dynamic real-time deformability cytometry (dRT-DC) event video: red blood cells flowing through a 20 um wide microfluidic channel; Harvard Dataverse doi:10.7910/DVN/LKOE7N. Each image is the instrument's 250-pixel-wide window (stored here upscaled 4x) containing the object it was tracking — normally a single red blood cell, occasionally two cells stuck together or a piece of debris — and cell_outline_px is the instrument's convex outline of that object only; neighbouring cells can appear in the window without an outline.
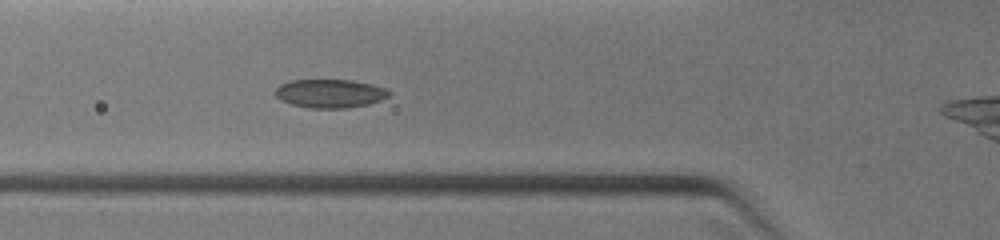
{"species": "common noctule bat (a hibernating species)", "species_latin": "Nyctalus noctula", "temperature_condition": "warm", "stored_images_in_passage": 2, "camera_frame_rate_fps": 3000, "um_per_image_px": 0.085, "animal": {"sex": "female", "body_mass_g": 19.0, "forearm_length_mm": 51.5}, "frame": {"image": 1, "passage_image": 2, "time_ms": 0.667, "image_size_px": [1000, 240], "cell_outline_px": [[392, 92], [388, 96], [380, 100], [368, 104], [348, 108], [308, 108], [292, 104], [280, 100], [272, 92], [280, 84], [292, 80], [352, 80], [372, 84], [388, 88]], "centroid_in_image_um": [28.05, 7.94], "position_along_channel_um": 97.8, "area_um2": 19.13}}